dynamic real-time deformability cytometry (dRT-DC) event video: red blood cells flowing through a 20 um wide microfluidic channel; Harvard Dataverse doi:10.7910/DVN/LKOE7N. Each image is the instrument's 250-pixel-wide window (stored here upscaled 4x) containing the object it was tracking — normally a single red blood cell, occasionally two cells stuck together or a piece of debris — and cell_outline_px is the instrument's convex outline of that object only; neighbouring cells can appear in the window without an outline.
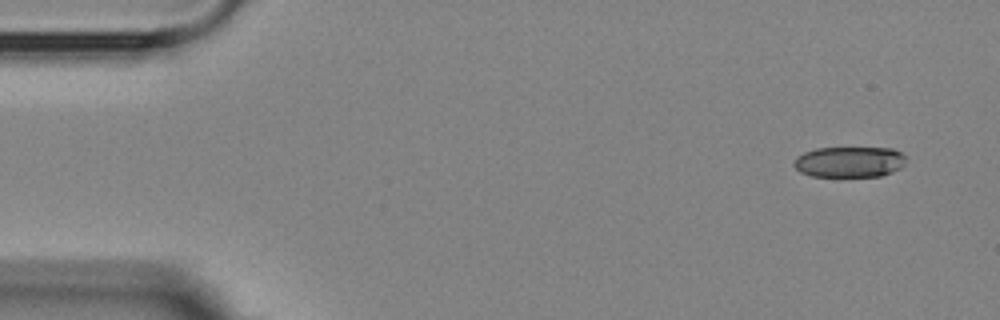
{"species": "Egyptian fruit bat (a non-hibernating species)", "species_latin": "Rousettus aegyptiacus", "temperature_condition": "room temperature", "stored_images_in_passage": 12, "camera_frame_rate_fps": 3000, "um_per_image_px": 0.085, "animal": {"sex": "female"}, "frame": {"image": 1, "passage_image": 1, "time_ms": 0.0, "image_size_px": [1000, 320], "cell_outline_px": [[904, 164], [900, 168], [892, 172], [880, 176], [812, 176], [800, 172], [792, 164], [796, 156], [804, 152], [816, 148], [892, 148], [900, 152], [904, 156]], "centroid_in_image_um": [72.16, 13.76], "position_along_channel_um": 12.8, "area_um2": 20.06}}
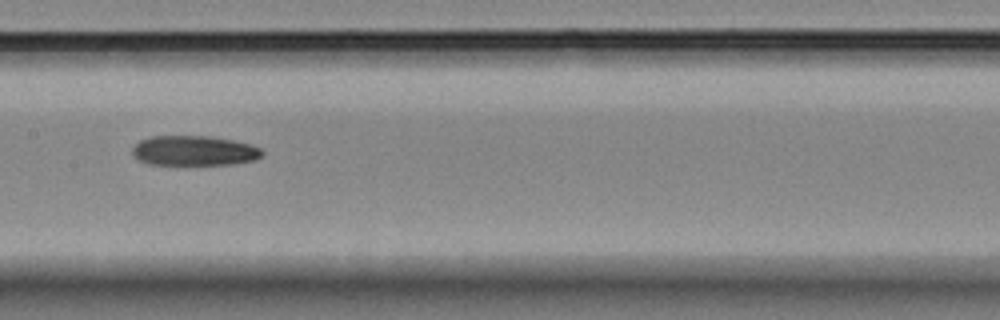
{"frame": {"image": 2, "passage_image": 7, "time_ms": 8.0, "image_size_px": [1000, 320], "cell_outline_px": [[264, 156], [256, 160], [228, 164], [148, 164], [140, 160], [132, 152], [132, 148], [140, 140], [148, 136], [208, 136], [236, 140], [252, 144], [260, 148], [264, 152]], "centroid_in_image_um": [16.55, 12.79], "position_along_channel_um": 190.8, "area_um2": 22.72}}
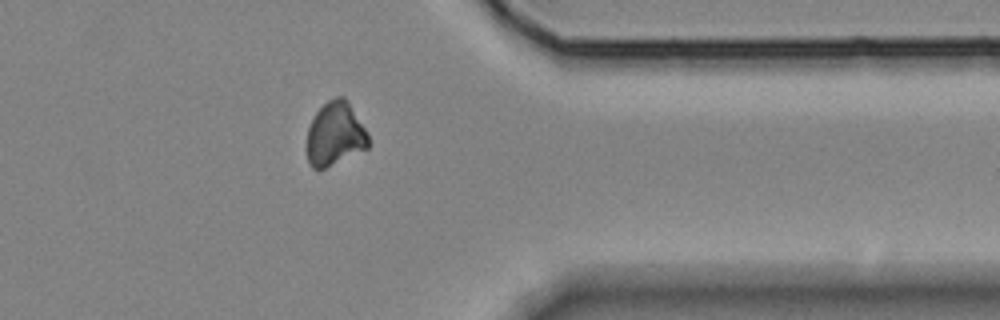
{"frame": {"image": 3, "passage_image": 12, "time_ms": 13.667, "image_size_px": [1000, 320], "cell_outline_px": [[368, 148], [324, 168], [312, 168], [308, 164], [308, 128], [316, 112], [328, 100], [336, 96], [344, 96], [368, 132]], "centroid_in_image_um": [28.49, 11.38], "position_along_channel_um": 382.9, "area_um2": 22.48}}